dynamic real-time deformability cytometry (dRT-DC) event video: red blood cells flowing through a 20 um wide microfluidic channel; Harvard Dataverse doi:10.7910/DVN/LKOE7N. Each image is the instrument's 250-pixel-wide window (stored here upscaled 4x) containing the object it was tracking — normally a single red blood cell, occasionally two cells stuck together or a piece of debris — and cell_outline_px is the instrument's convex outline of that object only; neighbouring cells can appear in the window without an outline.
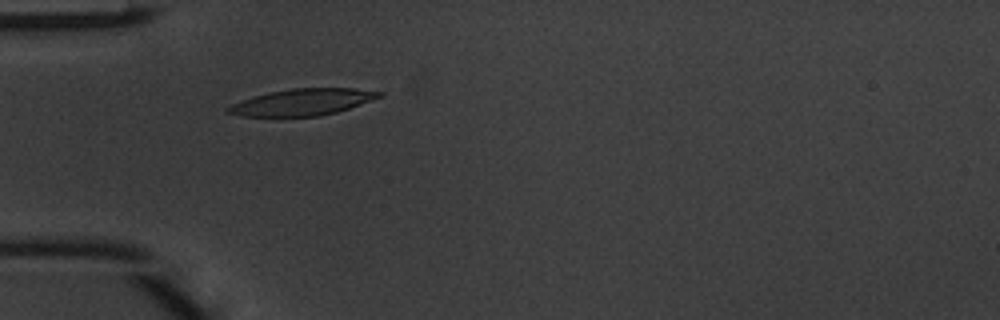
{"species": "common noctule bat (a hibernating species)", "species_latin": "Nyctalus noctula", "temperature_condition": "warm", "stored_images_in_passage": 36, "camera_frame_rate_fps": 3000, "um_per_image_px": 0.085, "animal": {"sex": "male", "body_mass_g": 20.1, "forearm_length_mm": 53.5}, "frame": {"image": 1, "passage_image": 2, "time_ms": 0.333, "image_size_px": [1000, 320], "cell_outline_px": [[384, 96], [336, 112], [320, 116], [240, 116], [224, 112], [224, 108], [232, 104], [252, 96], [268, 92], [292, 88], [352, 88], [384, 92]], "centroid_in_image_um": [25.67, 8.67], "position_along_channel_um": 59.3, "area_um2": 23.47}}
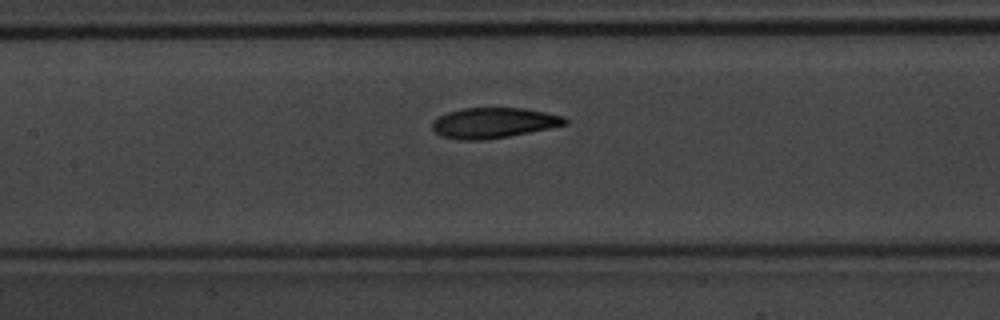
{"frame": {"image": 2, "passage_image": 10, "time_ms": 3.0, "image_size_px": [1000, 320], "cell_outline_px": [[568, 124], [508, 136], [484, 140], [460, 140], [440, 136], [432, 128], [432, 120], [448, 112], [464, 108], [524, 108], [564, 116], [568, 120]], "centroid_in_image_um": [41.94, 10.44], "position_along_channel_um": 165.5, "area_um2": 23.41}}
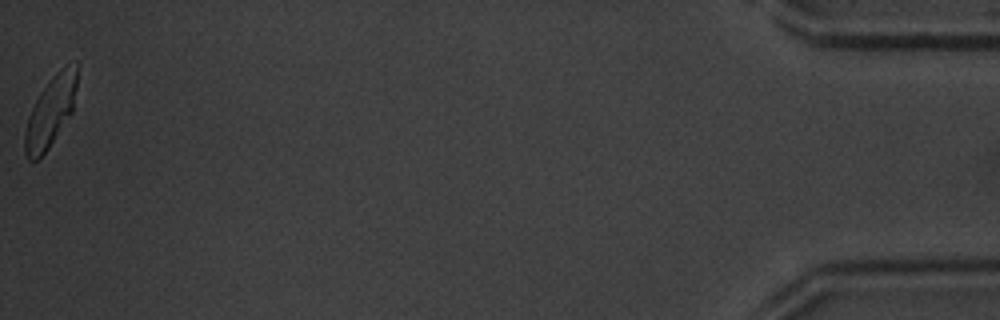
{"frame": {"image": 3, "passage_image": 36, "time_ms": 11.667, "image_size_px": [1000, 320], "cell_outline_px": [[80, 64], [72, 112], [48, 148], [36, 160], [28, 160], [24, 152], [24, 132], [28, 116], [40, 92], [52, 76], [60, 68], [76, 60]], "centroid_in_image_um": [4.32, 9.41], "position_along_channel_um": 430.9, "area_um2": 21.5}, "authors_computed_cell_mechanics": {"area_um2": 23.3801, "velocity_mm_per_s": 4.1285, "shape_relaxation_time_tau1_ms": 3.3795, "shape_relaxation_time_tau2_ms": 1.4963, "deformation_change_tau1": 0.1581, "deformation_change_tau2": 0.0555}}